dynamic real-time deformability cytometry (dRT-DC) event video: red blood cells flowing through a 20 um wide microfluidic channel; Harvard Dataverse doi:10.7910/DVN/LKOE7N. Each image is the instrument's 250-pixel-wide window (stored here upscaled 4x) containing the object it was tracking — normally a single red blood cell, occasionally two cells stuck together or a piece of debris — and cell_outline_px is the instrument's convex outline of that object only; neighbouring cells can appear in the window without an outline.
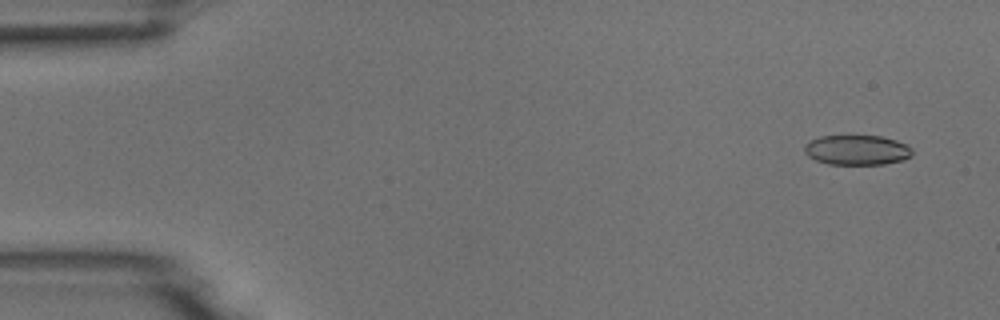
{"species": "common noctule bat (a hibernating species)", "species_latin": "Nyctalus noctula", "temperature_condition": "room temperature", "stored_images_in_passage": 6, "camera_frame_rate_fps": 3000, "um_per_image_px": 0.085, "animal": {"sex": "male", "body_mass_g": 18.8}, "frame": {"image": 1, "passage_image": 1, "time_ms": 0.0, "image_size_px": [1000, 320], "cell_outline_px": [[912, 156], [904, 160], [884, 164], [828, 164], [816, 160], [808, 156], [804, 152], [804, 144], [808, 140], [820, 136], [848, 132], [880, 136], [896, 140], [912, 148]], "centroid_in_image_um": [72.79, 12.69], "position_along_channel_um": 12.2, "area_um2": 19.77}}
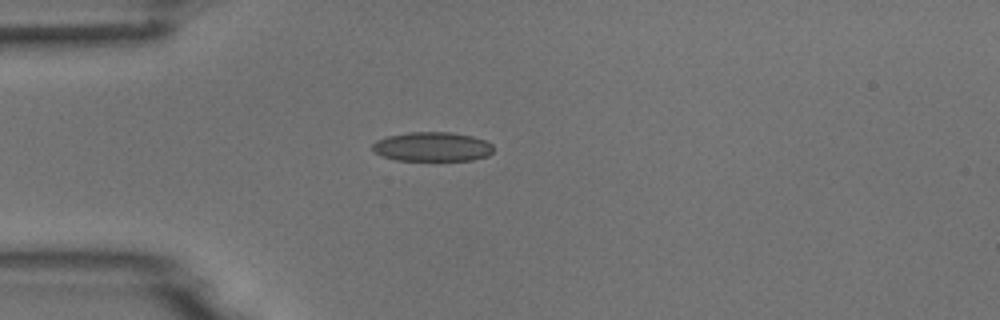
{"frame": {"image": 2, "passage_image": 4, "time_ms": 3.667, "image_size_px": [1000, 320], "cell_outline_px": [[492, 152], [488, 156], [472, 160], [396, 160], [384, 156], [376, 152], [372, 148], [372, 144], [376, 140], [388, 136], [408, 132], [452, 132], [472, 136], [484, 140], [492, 144]], "centroid_in_image_um": [36.75, 12.46], "position_along_channel_um": 48.2, "area_um2": 20.58}}